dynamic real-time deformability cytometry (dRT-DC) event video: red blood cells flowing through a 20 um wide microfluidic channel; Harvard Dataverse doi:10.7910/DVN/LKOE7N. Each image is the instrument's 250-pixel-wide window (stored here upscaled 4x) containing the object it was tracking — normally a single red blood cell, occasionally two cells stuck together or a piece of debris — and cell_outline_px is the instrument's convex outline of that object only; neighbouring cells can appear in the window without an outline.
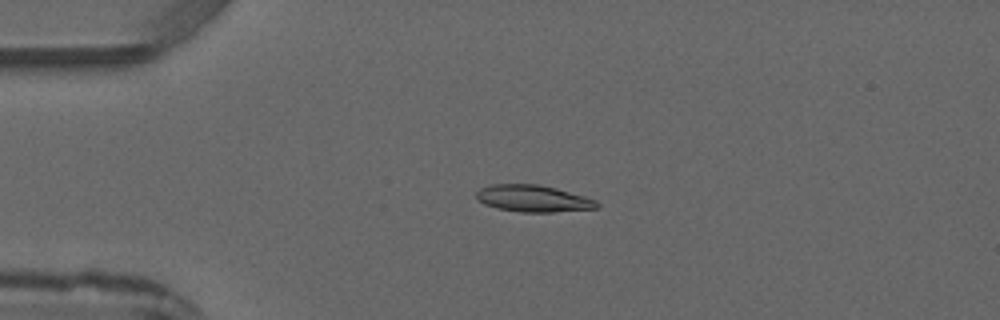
{"species": "common noctule bat (a hibernating species)", "species_latin": "Nyctalus noctula", "temperature_condition": "warm", "stored_images_in_passage": 3, "camera_frame_rate_fps": 3000, "um_per_image_px": 0.085, "animal": {"sex": "male", "forearm_length_mm": 52.5}, "frame": {"image": 1, "passage_image": 3, "time_ms": 2.333, "image_size_px": [1000, 320], "cell_outline_px": [[600, 204], [596, 208], [552, 212], [520, 212], [496, 208], [484, 204], [476, 200], [476, 192], [480, 188], [492, 184], [540, 184], [556, 188], [584, 196], [596, 200]], "centroid_in_image_um": [45.28, 16.87], "position_along_channel_um": 39.7, "area_um2": 18.9}}